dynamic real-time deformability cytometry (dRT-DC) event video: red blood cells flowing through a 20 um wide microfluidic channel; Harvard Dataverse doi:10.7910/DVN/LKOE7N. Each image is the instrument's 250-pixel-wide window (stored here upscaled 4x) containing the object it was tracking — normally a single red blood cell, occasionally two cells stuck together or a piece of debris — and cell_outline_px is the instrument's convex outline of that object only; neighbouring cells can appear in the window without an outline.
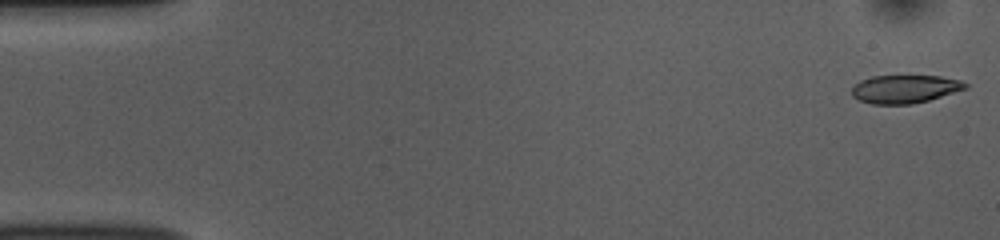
{"species": "common noctule bat (a hibernating species)", "species_latin": "Nyctalus noctula", "temperature_condition": "room temperature", "stored_images_in_passage": 24, "camera_frame_rate_fps": 3000, "um_per_image_px": 0.085, "animal": {"sex": "female", "body_mass_g": 10.0, "forearm_length_mm": 53.1}, "frame": {"image": 1, "passage_image": 1, "time_ms": 0.0, "image_size_px": [1000, 240], "cell_outline_px": [[968, 88], [928, 100], [912, 104], [872, 104], [860, 100], [852, 96], [852, 84], [860, 80], [872, 76], [940, 76], [960, 80], [968, 84]], "centroid_in_image_um": [76.89, 7.56], "position_along_channel_um": 8.1, "area_um2": 18.67}}
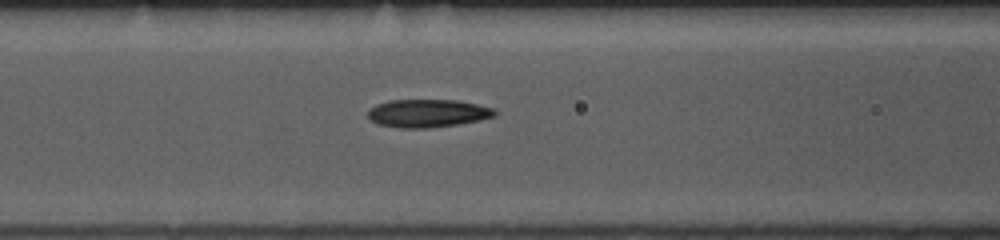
{"frame": {"image": 2, "passage_image": 21, "time_ms": 6.667, "image_size_px": [1000, 240], "cell_outline_px": [[496, 116], [480, 120], [456, 124], [428, 128], [400, 128], [380, 124], [372, 120], [368, 116], [368, 108], [376, 104], [388, 100], [456, 100], [476, 104], [492, 108], [496, 112]], "centroid_in_image_um": [36.33, 9.62], "position_along_channel_um": 130.3, "area_um2": 20.58}}
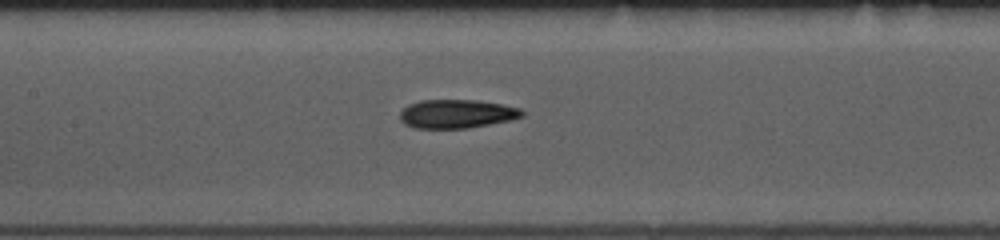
{"frame": {"image": 3, "passage_image": 24, "time_ms": 7.667, "image_size_px": [1000, 240], "cell_outline_px": [[524, 116], [508, 120], [468, 128], [416, 128], [404, 124], [400, 120], [400, 112], [408, 104], [420, 100], [476, 100], [500, 104], [520, 108], [524, 112]], "centroid_in_image_um": [38.79, 9.67], "position_along_channel_um": 168.6, "area_um2": 20.29}}